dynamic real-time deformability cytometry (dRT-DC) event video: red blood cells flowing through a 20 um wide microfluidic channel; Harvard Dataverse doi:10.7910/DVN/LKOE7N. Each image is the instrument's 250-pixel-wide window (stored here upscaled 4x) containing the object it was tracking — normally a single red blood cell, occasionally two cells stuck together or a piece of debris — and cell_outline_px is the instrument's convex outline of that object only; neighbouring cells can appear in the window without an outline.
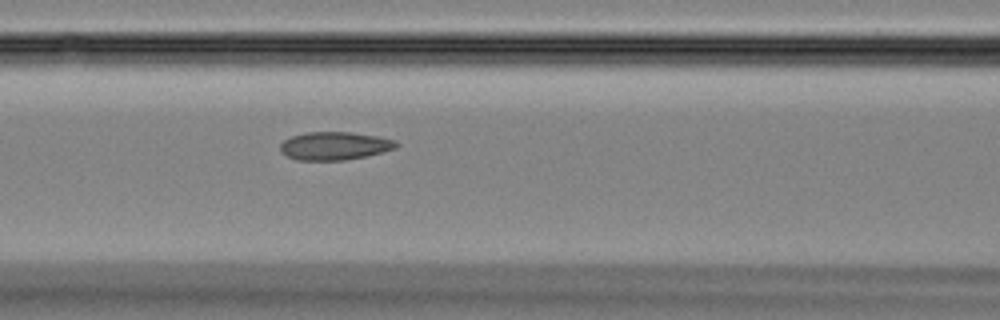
{"species": "Egyptian fruit bat (a non-hibernating species)", "species_latin": "Rousettus aegyptiacus", "temperature_condition": "room temperature", "stored_images_in_passage": 47, "camera_frame_rate_fps": 3000, "um_per_image_px": 0.085, "animal": {"sex": "female"}, "frame": {"image": 1, "passage_image": 20, "time_ms": 6.333, "image_size_px": [1000, 320], "cell_outline_px": [[400, 144], [396, 148], [368, 156], [344, 160], [296, 160], [280, 152], [280, 144], [284, 140], [292, 136], [308, 132], [352, 132], [380, 136], [396, 140]], "centroid_in_image_um": [28.48, 12.39], "position_along_channel_um": 138.1, "area_um2": 19.19}}
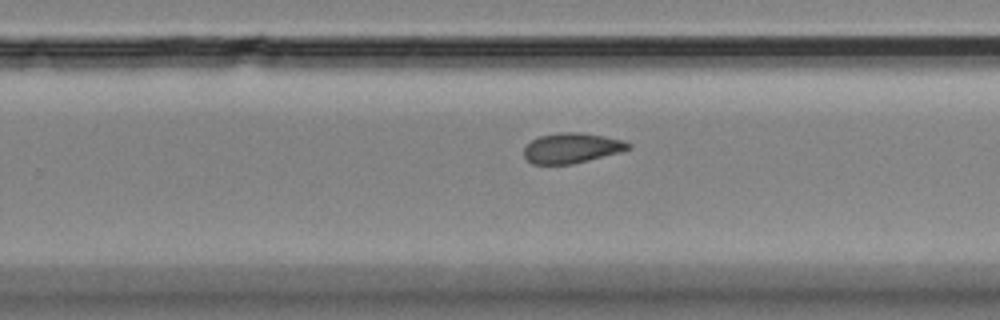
{"frame": {"image": 2, "passage_image": 30, "time_ms": 9.667, "image_size_px": [1000, 320], "cell_outline_px": [[632, 148], [620, 152], [572, 164], [532, 164], [524, 156], [524, 148], [532, 140], [540, 136], [560, 132], [580, 132], [604, 136], [624, 140], [632, 144]], "centroid_in_image_um": [48.62, 12.58], "position_along_channel_um": 281.2, "area_um2": 18.32}}
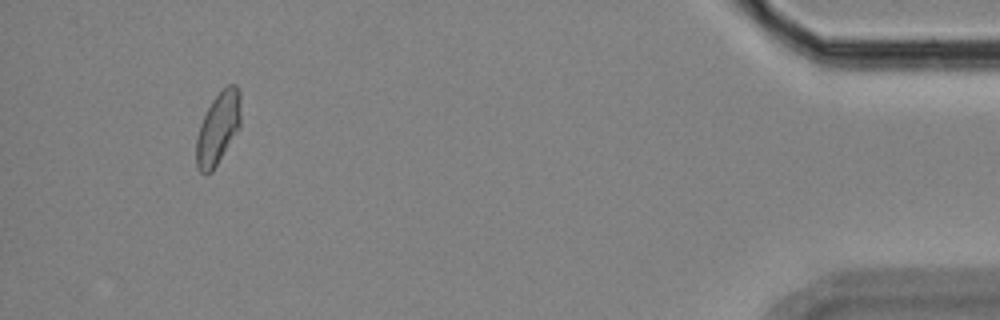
{"frame": {"image": 3, "passage_image": 44, "time_ms": 14.333, "image_size_px": [1000, 320], "cell_outline_px": [[240, 124], [236, 132], [212, 172], [204, 176], [196, 168], [196, 136], [200, 124], [212, 100], [228, 84], [236, 84], [240, 92]], "centroid_in_image_um": [18.51, 10.93], "position_along_channel_um": 416.7, "area_um2": 18.55}}